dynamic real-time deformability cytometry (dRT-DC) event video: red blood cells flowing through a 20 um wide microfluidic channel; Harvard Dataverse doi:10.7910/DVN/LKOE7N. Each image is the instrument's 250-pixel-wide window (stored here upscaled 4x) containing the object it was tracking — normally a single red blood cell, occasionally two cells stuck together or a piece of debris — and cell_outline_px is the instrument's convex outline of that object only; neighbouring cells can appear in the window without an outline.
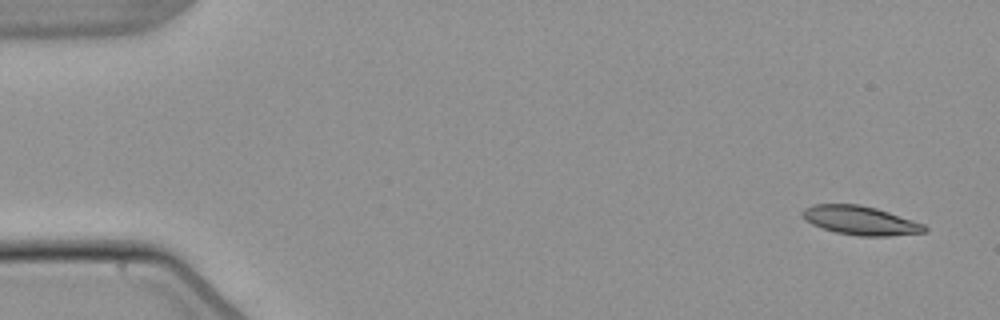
{"species": "common noctule bat (a hibernating species)", "species_latin": "Nyctalus noctula", "temperature_condition": "warm", "stored_images_in_passage": 52, "camera_frame_rate_fps": 3000, "um_per_image_px": 0.085, "animal": {"sex": "male", "body_mass_g": 21.5, "forearm_length_mm": 52.0}, "frame": {"image": 1, "passage_image": 1, "time_ms": 0.0, "image_size_px": [1000, 320], "cell_outline_px": [[928, 228], [924, 232], [888, 236], [860, 236], [836, 232], [812, 224], [804, 220], [800, 212], [804, 208], [812, 204], [856, 204], [876, 208], [924, 224]], "centroid_in_image_um": [73.09, 18.73], "position_along_channel_um": 11.9, "area_um2": 20.4}}
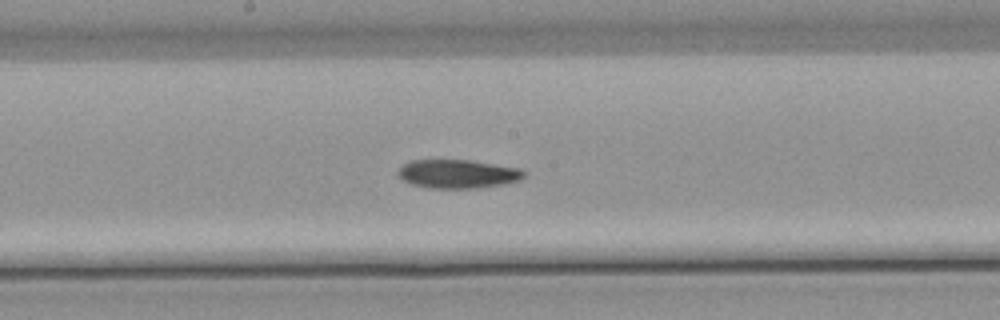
{"frame": {"image": 2, "passage_image": 27, "time_ms": 8.667, "image_size_px": [1000, 320], "cell_outline_px": [[528, 172], [520, 180], [504, 184], [476, 188], [428, 188], [412, 184], [400, 180], [396, 176], [396, 172], [408, 160], [468, 160], [524, 168]], "centroid_in_image_um": [38.91, 14.78], "position_along_channel_um": 209.3, "area_um2": 21.44}}
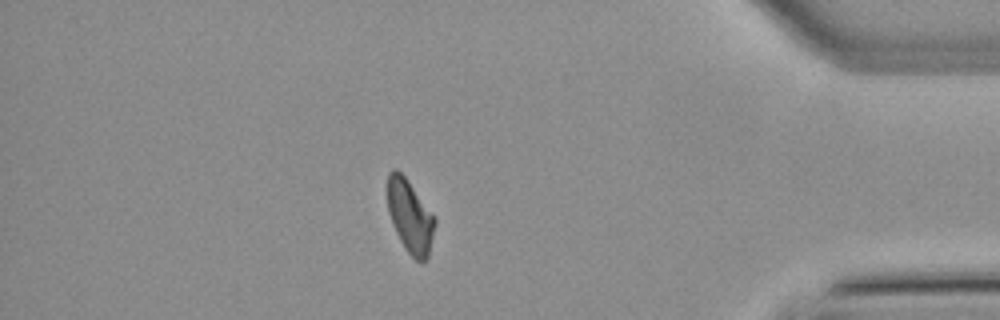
{"frame": {"image": 3, "passage_image": 45, "time_ms": 14.667, "image_size_px": [1000, 320], "cell_outline_px": [[436, 220], [428, 260], [416, 260], [408, 252], [400, 240], [392, 224], [388, 212], [388, 172], [392, 168], [396, 168], [404, 176]], "centroid_in_image_um": [34.83, 18.4], "position_along_channel_um": 400.4, "area_um2": 19.65}, "authors_computed_cell_mechanics": {"area_um2": 21.0392, "velocity_mm_per_s": 3.8206, "shape_relaxation_time_tau1_ms": 6.9905, "shape_relaxation_time_tau2_ms": null, "deformation_change_tau1": 0.1846, "deformation_change_tau2": null}}